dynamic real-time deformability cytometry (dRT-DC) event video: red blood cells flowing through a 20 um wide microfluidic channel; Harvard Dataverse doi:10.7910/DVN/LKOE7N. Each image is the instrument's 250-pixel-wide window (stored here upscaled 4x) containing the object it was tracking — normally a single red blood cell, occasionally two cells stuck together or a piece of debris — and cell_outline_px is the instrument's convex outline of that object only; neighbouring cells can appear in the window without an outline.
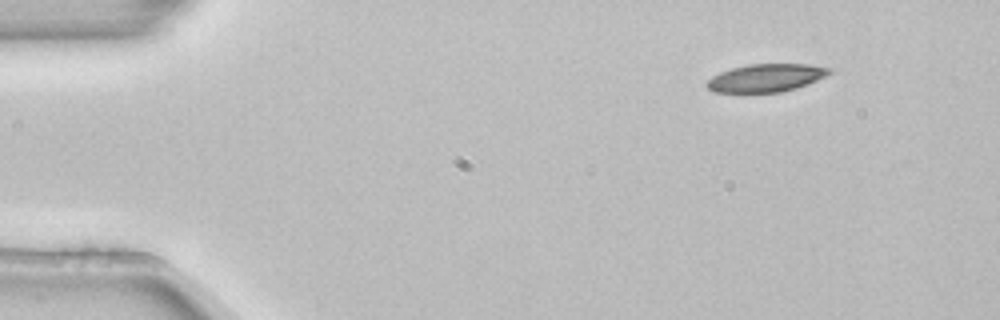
{"species": "common noctule bat (a hibernating species)", "species_latin": "Nyctalus noctula", "temperature_condition": "room temperature", "stored_images_in_passage": 5, "segment_of_instrument_passage": [2, 2], "camera_frame_rate_fps": 3000, "um_per_image_px": 0.085, "animal": {"sex": "female", "body_mass_g": 22.7, "forearm_length_mm": 54.2}, "frame": {"image": 1, "passage_image": 5, "time_ms": 1.333, "image_size_px": [1000, 320], "cell_outline_px": [[832, 72], [808, 84], [796, 88], [780, 92], [712, 92], [704, 84], [712, 76], [720, 72], [732, 68], [748, 64], [808, 64], [832, 68]], "centroid_in_image_um": [65.09, 6.61], "position_along_channel_um": 19.9, "area_um2": 19.88}}